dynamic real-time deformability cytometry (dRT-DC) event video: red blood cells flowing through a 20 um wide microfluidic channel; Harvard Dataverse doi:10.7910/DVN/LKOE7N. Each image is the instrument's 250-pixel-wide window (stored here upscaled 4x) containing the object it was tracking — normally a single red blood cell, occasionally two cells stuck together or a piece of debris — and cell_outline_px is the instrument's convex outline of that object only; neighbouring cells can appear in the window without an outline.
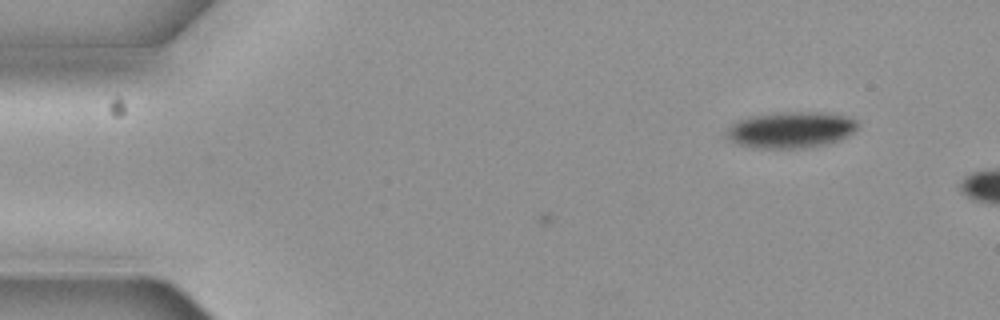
{"species": "common noctule bat (a hibernating species)", "species_latin": "Nyctalus noctula", "temperature_condition": "cold", "stored_images_in_passage": 4, "camera_frame_rate_fps": 3000, "um_per_image_px": 0.085, "animal": {"sex": "female", "body_mass_g": 19.3, "forearm_length_mm": 54.1}, "frame": {"image": 1, "passage_image": 4, "time_ms": 1.0, "image_size_px": [1000, 320], "cell_outline_px": [[860, 124], [848, 136], [840, 140], [828, 144], [804, 148], [756, 148], [736, 144], [724, 136], [724, 132], [736, 120], [752, 116], [784, 112], [820, 112], [848, 116], [856, 120]], "centroid_in_image_um": [67.21, 11.04], "position_along_channel_um": 17.8, "area_um2": 27.98}}